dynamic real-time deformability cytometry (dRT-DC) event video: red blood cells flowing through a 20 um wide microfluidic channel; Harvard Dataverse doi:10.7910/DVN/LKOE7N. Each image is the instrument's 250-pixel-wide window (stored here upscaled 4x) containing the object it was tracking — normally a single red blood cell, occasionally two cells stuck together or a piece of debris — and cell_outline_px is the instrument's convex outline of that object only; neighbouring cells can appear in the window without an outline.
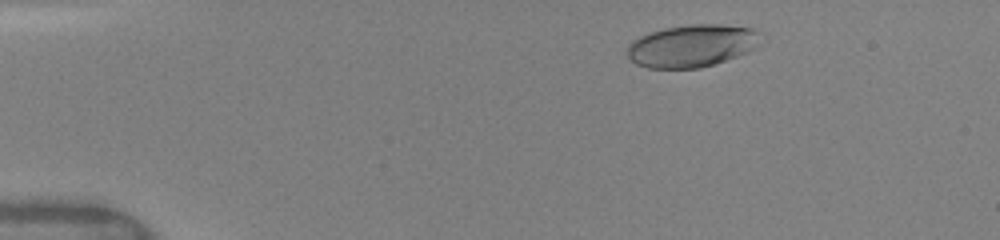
{"species": "human", "species_latin": "Homo sapiens", "temperature_condition": "warm", "stored_images_in_passage": 17, "camera_frame_rate_fps": 3000, "um_per_image_px": 0.085, "donor": {"sex": "female"}, "frame": {"image": 1, "passage_image": 8, "time_ms": 1.667, "image_size_px": [1000, 240], "cell_outline_px": [[760, 32], [756, 48], [748, 52], [716, 64], [700, 68], [648, 68], [636, 64], [628, 60], [624, 52], [628, 44], [632, 40], [648, 32], [664, 28], [692, 24], [720, 24], [752, 28]], "centroid_in_image_um": [58.75, 3.9], "position_along_channel_um": 26.3, "area_um2": 33.47}}